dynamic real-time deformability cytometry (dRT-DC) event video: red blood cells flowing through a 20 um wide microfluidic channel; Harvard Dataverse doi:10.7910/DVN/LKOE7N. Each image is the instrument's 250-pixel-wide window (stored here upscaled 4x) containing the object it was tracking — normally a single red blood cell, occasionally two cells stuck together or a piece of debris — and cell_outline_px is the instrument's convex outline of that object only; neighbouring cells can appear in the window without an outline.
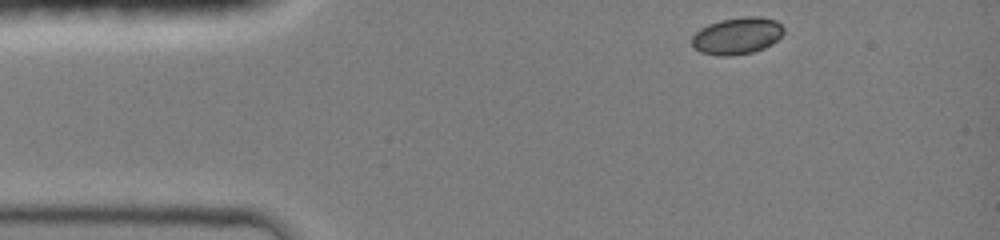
{"species": "common noctule bat (a hibernating species)", "species_latin": "Nyctalus noctula", "temperature_condition": "room temperature", "stored_images_in_passage": 36, "camera_frame_rate_fps": 3000, "um_per_image_px": 0.085, "animal": {"sex": "female", "body_mass_g": 19.0, "forearm_length_mm": 51.5}, "frame": {"image": 1, "passage_image": 1, "time_ms": 0.0, "image_size_px": [1000, 240], "cell_outline_px": [[784, 32], [772, 44], [764, 48], [752, 52], [728, 56], [716, 56], [700, 52], [692, 44], [692, 36], [700, 28], [708, 24], [720, 20], [744, 16], [760, 16], [776, 20], [784, 28]], "centroid_in_image_um": [62.65, 3.04], "position_along_channel_um": 22.3, "area_um2": 19.83}}
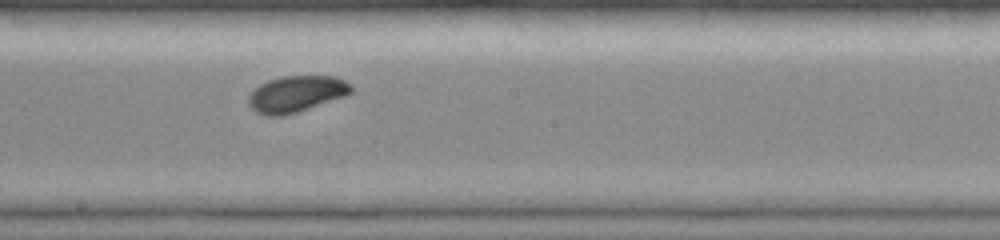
{"frame": {"image": 2, "passage_image": 20, "time_ms": 6.333, "image_size_px": [1000, 240], "cell_outline_px": [[352, 92], [344, 96], [284, 116], [264, 116], [256, 112], [248, 104], [248, 96], [260, 84], [268, 80], [284, 76], [336, 76], [352, 84]], "centroid_in_image_um": [25.17, 7.98], "position_along_channel_um": 223.0, "area_um2": 21.62}}
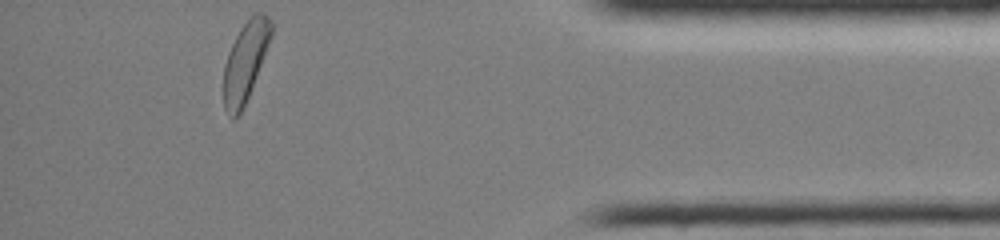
{"frame": {"image": 3, "passage_image": 36, "time_ms": 11.667, "image_size_px": [1000, 240], "cell_outline_px": [[272, 36], [244, 108], [236, 120], [232, 120], [228, 116], [224, 108], [224, 64], [228, 52], [240, 28], [256, 12], [264, 12], [268, 16], [272, 24]], "centroid_in_image_um": [20.85, 5.29], "position_along_channel_um": 414.4, "area_um2": 22.14}, "authors_computed_cell_mechanics": {"area_um2": 21.2415, "velocity_mm_per_s": 4.1365, "shape_relaxation_time_tau1_ms": 2.3527, "shape_relaxation_time_tau2_ms": null, "deformation_change_tau1": 0.0983, "deformation_change_tau2": null}}